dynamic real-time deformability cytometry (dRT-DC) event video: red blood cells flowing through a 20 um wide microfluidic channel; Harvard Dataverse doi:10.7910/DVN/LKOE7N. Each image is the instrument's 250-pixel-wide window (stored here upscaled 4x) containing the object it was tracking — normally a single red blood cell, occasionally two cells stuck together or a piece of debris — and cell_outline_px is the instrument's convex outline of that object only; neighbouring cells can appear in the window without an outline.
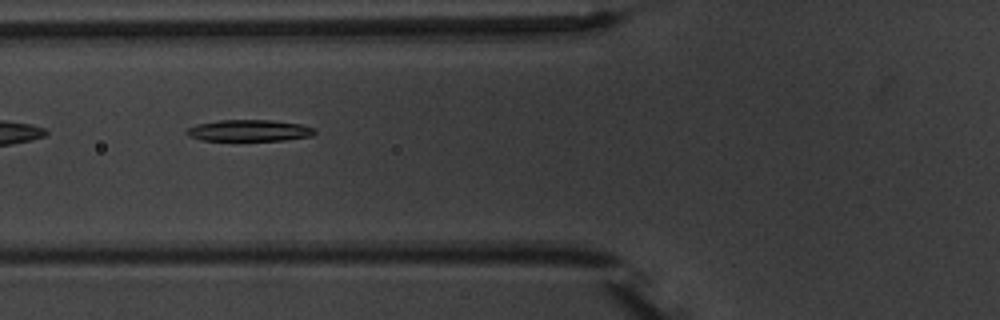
{"species": "common noctule bat (a hibernating species)", "species_latin": "Nyctalus noctula", "temperature_condition": "warm", "stored_images_in_passage": 9, "camera_frame_rate_fps": 3000, "um_per_image_px": 0.085, "animal": {"sex": "male", "body_mass_g": 20.1, "forearm_length_mm": 53.5}, "frame": {"image": 1, "passage_image": 2, "time_ms": 1.333, "image_size_px": [1000, 320], "cell_outline_px": [[316, 132], [312, 136], [284, 140], [200, 140], [188, 136], [184, 132], [188, 128], [196, 124], [220, 120], [272, 120], [300, 124], [316, 128]], "centroid_in_image_um": [21.18, 11.09], "position_along_channel_um": 104.6, "area_um2": 16.07}}
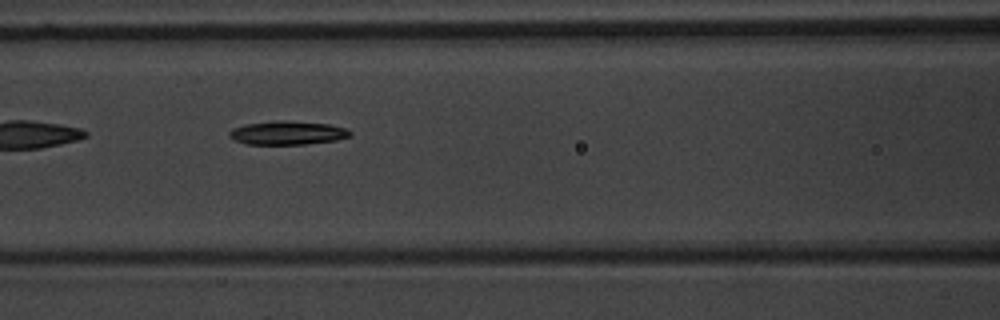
{"frame": {"image": 2, "passage_image": 3, "time_ms": 2.333, "image_size_px": [1000, 320], "cell_outline_px": [[352, 136], [336, 140], [304, 144], [244, 144], [232, 140], [228, 136], [228, 132], [232, 128], [244, 124], [276, 120], [280, 120], [328, 124], [344, 128], [352, 132]], "centroid_in_image_um": [24.37, 11.29], "position_along_channel_um": 142.2, "area_um2": 16.76}}
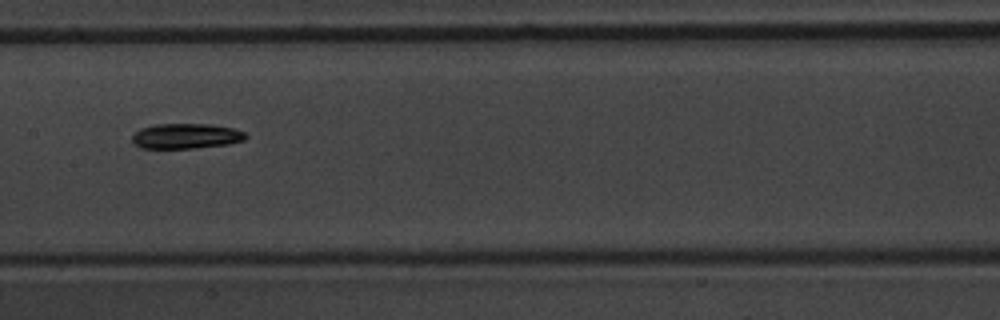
{"frame": {"image": 3, "passage_image": 4, "time_ms": 3.667, "image_size_px": [1000, 320], "cell_outline_px": [[248, 136], [244, 140], [228, 144], [196, 148], [140, 148], [132, 140], [132, 136], [140, 128], [152, 124], [208, 124], [232, 128], [244, 132]], "centroid_in_image_um": [15.8, 11.56], "position_along_channel_um": 191.6, "area_um2": 16.65}}